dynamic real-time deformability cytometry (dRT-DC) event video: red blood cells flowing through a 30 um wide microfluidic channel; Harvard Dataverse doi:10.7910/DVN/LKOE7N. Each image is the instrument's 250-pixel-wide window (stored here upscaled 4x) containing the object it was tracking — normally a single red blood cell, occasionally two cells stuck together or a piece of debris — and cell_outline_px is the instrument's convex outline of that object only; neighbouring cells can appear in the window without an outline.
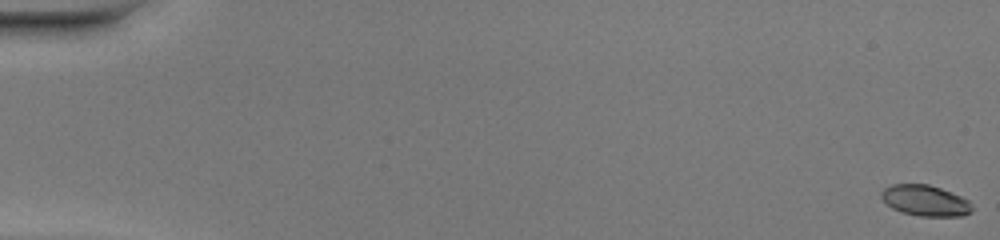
{"species": "common noctule bat (a hibernating species)", "species_latin": "Nyctalus noctula", "temperature_condition": "warm", "stored_images_in_passage": 51, "camera_frame_rate_fps": 3000, "um_per_image_px": 0.085, "animal": {"sex": "female", "body_mass_g": 20.0, "forearm_length_mm": 54.0}, "frame": {"image": 1, "passage_image": 1, "time_ms": 0.0, "image_size_px": [1000, 240], "cell_outline_px": [[972, 212], [964, 216], [920, 216], [900, 212], [892, 208], [880, 196], [880, 192], [884, 188], [892, 184], [928, 184], [940, 188], [960, 196], [968, 200], [972, 208]], "centroid_in_image_um": [78.63, 17.05], "position_along_channel_um": 6.4, "area_um2": 16.3}}
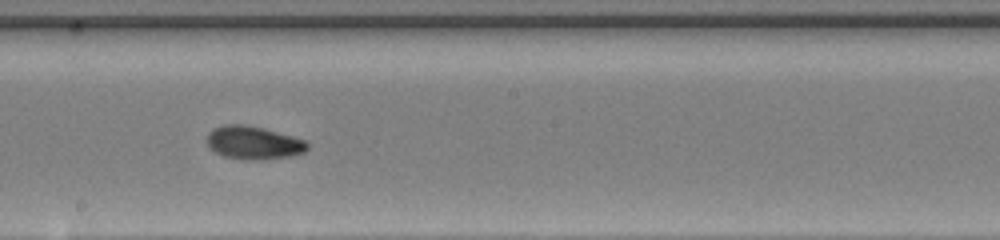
{"frame": {"image": 2, "passage_image": 30, "time_ms": 9.667, "image_size_px": [1000, 240], "cell_outline_px": [[308, 148], [304, 152], [292, 156], [260, 160], [244, 160], [224, 156], [216, 152], [208, 144], [208, 132], [212, 128], [224, 124], [244, 124], [264, 128], [292, 136], [304, 140], [308, 144]], "centroid_in_image_um": [21.55, 12.13], "position_along_channel_um": 226.6, "area_um2": 19.42}}
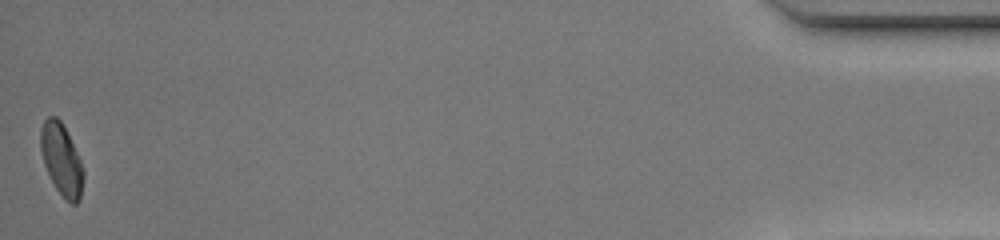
{"frame": {"image": 3, "passage_image": 51, "time_ms": 16.667, "image_size_px": [1000, 240], "cell_outline_px": [[84, 176], [80, 200], [76, 204], [72, 204], [56, 188], [44, 164], [40, 152], [40, 128], [44, 120], [48, 116], [56, 116], [60, 120], [80, 160], [84, 172]], "centroid_in_image_um": [5.21, 13.55], "position_along_channel_um": 430.0, "area_um2": 17.51}, "authors_computed_cell_mechanics": {"area_um2": 18.1492, "velocity_mm_per_s": 4.1791, "shape_relaxation_time_tau1_ms": 6.6676, "shape_relaxation_time_tau2_ms": 1.7919, "deformation_change_tau1": 0.2123, "deformation_change_tau2": 0.0606}}